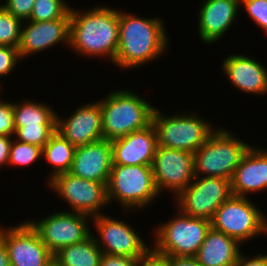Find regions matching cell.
Wrapping results in <instances>:
<instances>
[{
  "mask_svg": "<svg viewBox=\"0 0 267 266\" xmlns=\"http://www.w3.org/2000/svg\"><path fill=\"white\" fill-rule=\"evenodd\" d=\"M137 266H167V255L159 254L150 248L139 258Z\"/></svg>",
  "mask_w": 267,
  "mask_h": 266,
  "instance_id": "35",
  "label": "cell"
},
{
  "mask_svg": "<svg viewBox=\"0 0 267 266\" xmlns=\"http://www.w3.org/2000/svg\"><path fill=\"white\" fill-rule=\"evenodd\" d=\"M0 239L7 248L10 266H45L53 259V254L26 220L8 228L0 225Z\"/></svg>",
  "mask_w": 267,
  "mask_h": 266,
  "instance_id": "14",
  "label": "cell"
},
{
  "mask_svg": "<svg viewBox=\"0 0 267 266\" xmlns=\"http://www.w3.org/2000/svg\"><path fill=\"white\" fill-rule=\"evenodd\" d=\"M107 195L109 205L118 201L117 205H121L126 212L152 205L160 197V193L151 165L113 164L107 183Z\"/></svg>",
  "mask_w": 267,
  "mask_h": 266,
  "instance_id": "5",
  "label": "cell"
},
{
  "mask_svg": "<svg viewBox=\"0 0 267 266\" xmlns=\"http://www.w3.org/2000/svg\"><path fill=\"white\" fill-rule=\"evenodd\" d=\"M113 164L151 165L157 148L153 124L111 141Z\"/></svg>",
  "mask_w": 267,
  "mask_h": 266,
  "instance_id": "19",
  "label": "cell"
},
{
  "mask_svg": "<svg viewBox=\"0 0 267 266\" xmlns=\"http://www.w3.org/2000/svg\"><path fill=\"white\" fill-rule=\"evenodd\" d=\"M222 72L234 88L254 95L267 94V67L246 54H231L222 62Z\"/></svg>",
  "mask_w": 267,
  "mask_h": 266,
  "instance_id": "20",
  "label": "cell"
},
{
  "mask_svg": "<svg viewBox=\"0 0 267 266\" xmlns=\"http://www.w3.org/2000/svg\"><path fill=\"white\" fill-rule=\"evenodd\" d=\"M240 7L246 9L248 17L267 34V0H240Z\"/></svg>",
  "mask_w": 267,
  "mask_h": 266,
  "instance_id": "30",
  "label": "cell"
},
{
  "mask_svg": "<svg viewBox=\"0 0 267 266\" xmlns=\"http://www.w3.org/2000/svg\"><path fill=\"white\" fill-rule=\"evenodd\" d=\"M56 132L75 147L103 140L99 102L79 106L68 118L56 113Z\"/></svg>",
  "mask_w": 267,
  "mask_h": 266,
  "instance_id": "15",
  "label": "cell"
},
{
  "mask_svg": "<svg viewBox=\"0 0 267 266\" xmlns=\"http://www.w3.org/2000/svg\"><path fill=\"white\" fill-rule=\"evenodd\" d=\"M165 28L158 17H139L119 9V41L113 65L128 70L163 56L170 42Z\"/></svg>",
  "mask_w": 267,
  "mask_h": 266,
  "instance_id": "2",
  "label": "cell"
},
{
  "mask_svg": "<svg viewBox=\"0 0 267 266\" xmlns=\"http://www.w3.org/2000/svg\"><path fill=\"white\" fill-rule=\"evenodd\" d=\"M177 211L178 214L153 230L152 248L162 255L195 257L211 228V221Z\"/></svg>",
  "mask_w": 267,
  "mask_h": 266,
  "instance_id": "6",
  "label": "cell"
},
{
  "mask_svg": "<svg viewBox=\"0 0 267 266\" xmlns=\"http://www.w3.org/2000/svg\"><path fill=\"white\" fill-rule=\"evenodd\" d=\"M232 195L231 180L195 176L174 199L182 213L211 221L221 204Z\"/></svg>",
  "mask_w": 267,
  "mask_h": 266,
  "instance_id": "9",
  "label": "cell"
},
{
  "mask_svg": "<svg viewBox=\"0 0 267 266\" xmlns=\"http://www.w3.org/2000/svg\"><path fill=\"white\" fill-rule=\"evenodd\" d=\"M23 21L0 4V46L18 48Z\"/></svg>",
  "mask_w": 267,
  "mask_h": 266,
  "instance_id": "27",
  "label": "cell"
},
{
  "mask_svg": "<svg viewBox=\"0 0 267 266\" xmlns=\"http://www.w3.org/2000/svg\"><path fill=\"white\" fill-rule=\"evenodd\" d=\"M14 136H0V167L8 165L10 147Z\"/></svg>",
  "mask_w": 267,
  "mask_h": 266,
  "instance_id": "37",
  "label": "cell"
},
{
  "mask_svg": "<svg viewBox=\"0 0 267 266\" xmlns=\"http://www.w3.org/2000/svg\"><path fill=\"white\" fill-rule=\"evenodd\" d=\"M56 132V124H39V126L15 127V139L18 141L33 144L39 147L49 141Z\"/></svg>",
  "mask_w": 267,
  "mask_h": 266,
  "instance_id": "29",
  "label": "cell"
},
{
  "mask_svg": "<svg viewBox=\"0 0 267 266\" xmlns=\"http://www.w3.org/2000/svg\"><path fill=\"white\" fill-rule=\"evenodd\" d=\"M90 219H93L92 227L94 226L99 234V238L93 236L102 253L140 258L151 248L134 227L124 220L112 218L107 214Z\"/></svg>",
  "mask_w": 267,
  "mask_h": 266,
  "instance_id": "12",
  "label": "cell"
},
{
  "mask_svg": "<svg viewBox=\"0 0 267 266\" xmlns=\"http://www.w3.org/2000/svg\"><path fill=\"white\" fill-rule=\"evenodd\" d=\"M249 257L241 252L234 266H267V254L258 253L257 256Z\"/></svg>",
  "mask_w": 267,
  "mask_h": 266,
  "instance_id": "36",
  "label": "cell"
},
{
  "mask_svg": "<svg viewBox=\"0 0 267 266\" xmlns=\"http://www.w3.org/2000/svg\"><path fill=\"white\" fill-rule=\"evenodd\" d=\"M39 159L43 160L42 147L21 142L15 138L12 140L8 160L9 166H30Z\"/></svg>",
  "mask_w": 267,
  "mask_h": 266,
  "instance_id": "28",
  "label": "cell"
},
{
  "mask_svg": "<svg viewBox=\"0 0 267 266\" xmlns=\"http://www.w3.org/2000/svg\"><path fill=\"white\" fill-rule=\"evenodd\" d=\"M15 127L56 124V111L47 103L24 100L13 102Z\"/></svg>",
  "mask_w": 267,
  "mask_h": 266,
  "instance_id": "25",
  "label": "cell"
},
{
  "mask_svg": "<svg viewBox=\"0 0 267 266\" xmlns=\"http://www.w3.org/2000/svg\"><path fill=\"white\" fill-rule=\"evenodd\" d=\"M103 139L112 141L152 124L156 107L131 90H110L99 101Z\"/></svg>",
  "mask_w": 267,
  "mask_h": 266,
  "instance_id": "3",
  "label": "cell"
},
{
  "mask_svg": "<svg viewBox=\"0 0 267 266\" xmlns=\"http://www.w3.org/2000/svg\"><path fill=\"white\" fill-rule=\"evenodd\" d=\"M1 5L20 20L28 21L33 10L35 0H5Z\"/></svg>",
  "mask_w": 267,
  "mask_h": 266,
  "instance_id": "33",
  "label": "cell"
},
{
  "mask_svg": "<svg viewBox=\"0 0 267 266\" xmlns=\"http://www.w3.org/2000/svg\"><path fill=\"white\" fill-rule=\"evenodd\" d=\"M14 135H15V125H14L13 102L0 100V136H14Z\"/></svg>",
  "mask_w": 267,
  "mask_h": 266,
  "instance_id": "32",
  "label": "cell"
},
{
  "mask_svg": "<svg viewBox=\"0 0 267 266\" xmlns=\"http://www.w3.org/2000/svg\"><path fill=\"white\" fill-rule=\"evenodd\" d=\"M249 197L234 196L221 204L211 227L236 239L240 244L255 236L267 235V217Z\"/></svg>",
  "mask_w": 267,
  "mask_h": 266,
  "instance_id": "8",
  "label": "cell"
},
{
  "mask_svg": "<svg viewBox=\"0 0 267 266\" xmlns=\"http://www.w3.org/2000/svg\"><path fill=\"white\" fill-rule=\"evenodd\" d=\"M155 108L152 124L157 134V146L195 153L215 130L199 114L179 113L169 115ZM199 116V117H198Z\"/></svg>",
  "mask_w": 267,
  "mask_h": 266,
  "instance_id": "7",
  "label": "cell"
},
{
  "mask_svg": "<svg viewBox=\"0 0 267 266\" xmlns=\"http://www.w3.org/2000/svg\"><path fill=\"white\" fill-rule=\"evenodd\" d=\"M158 192L169 190L175 197L195 178L194 153L157 146L151 164Z\"/></svg>",
  "mask_w": 267,
  "mask_h": 266,
  "instance_id": "13",
  "label": "cell"
},
{
  "mask_svg": "<svg viewBox=\"0 0 267 266\" xmlns=\"http://www.w3.org/2000/svg\"><path fill=\"white\" fill-rule=\"evenodd\" d=\"M76 147L55 132L42 148V158L52 165L47 183L56 175L70 171Z\"/></svg>",
  "mask_w": 267,
  "mask_h": 266,
  "instance_id": "24",
  "label": "cell"
},
{
  "mask_svg": "<svg viewBox=\"0 0 267 266\" xmlns=\"http://www.w3.org/2000/svg\"><path fill=\"white\" fill-rule=\"evenodd\" d=\"M94 233L84 241L68 245L53 255L59 266H100L102 251L98 247Z\"/></svg>",
  "mask_w": 267,
  "mask_h": 266,
  "instance_id": "23",
  "label": "cell"
},
{
  "mask_svg": "<svg viewBox=\"0 0 267 266\" xmlns=\"http://www.w3.org/2000/svg\"><path fill=\"white\" fill-rule=\"evenodd\" d=\"M21 60L17 48L0 46V77L11 74Z\"/></svg>",
  "mask_w": 267,
  "mask_h": 266,
  "instance_id": "31",
  "label": "cell"
},
{
  "mask_svg": "<svg viewBox=\"0 0 267 266\" xmlns=\"http://www.w3.org/2000/svg\"><path fill=\"white\" fill-rule=\"evenodd\" d=\"M215 128L207 141L194 153V174L231 180L252 144L240 140L231 131Z\"/></svg>",
  "mask_w": 267,
  "mask_h": 266,
  "instance_id": "4",
  "label": "cell"
},
{
  "mask_svg": "<svg viewBox=\"0 0 267 266\" xmlns=\"http://www.w3.org/2000/svg\"><path fill=\"white\" fill-rule=\"evenodd\" d=\"M0 266H10V258L5 243L0 239Z\"/></svg>",
  "mask_w": 267,
  "mask_h": 266,
  "instance_id": "39",
  "label": "cell"
},
{
  "mask_svg": "<svg viewBox=\"0 0 267 266\" xmlns=\"http://www.w3.org/2000/svg\"><path fill=\"white\" fill-rule=\"evenodd\" d=\"M119 41V9L97 5L70 9L69 47L87 57H108L114 63Z\"/></svg>",
  "mask_w": 267,
  "mask_h": 266,
  "instance_id": "1",
  "label": "cell"
},
{
  "mask_svg": "<svg viewBox=\"0 0 267 266\" xmlns=\"http://www.w3.org/2000/svg\"><path fill=\"white\" fill-rule=\"evenodd\" d=\"M25 22V25H24ZM21 29L18 52L21 60L29 55L51 49L59 43L69 46L70 19L50 21H24ZM28 24H27V23ZM53 46V47H52Z\"/></svg>",
  "mask_w": 267,
  "mask_h": 266,
  "instance_id": "16",
  "label": "cell"
},
{
  "mask_svg": "<svg viewBox=\"0 0 267 266\" xmlns=\"http://www.w3.org/2000/svg\"><path fill=\"white\" fill-rule=\"evenodd\" d=\"M47 185L66 201L70 206L68 211L92 218L104 214L101 209L109 205L107 184L102 182L82 179L67 172L56 175Z\"/></svg>",
  "mask_w": 267,
  "mask_h": 266,
  "instance_id": "10",
  "label": "cell"
},
{
  "mask_svg": "<svg viewBox=\"0 0 267 266\" xmlns=\"http://www.w3.org/2000/svg\"><path fill=\"white\" fill-rule=\"evenodd\" d=\"M234 196L247 197L267 190V149L253 145L241 159L231 179Z\"/></svg>",
  "mask_w": 267,
  "mask_h": 266,
  "instance_id": "21",
  "label": "cell"
},
{
  "mask_svg": "<svg viewBox=\"0 0 267 266\" xmlns=\"http://www.w3.org/2000/svg\"><path fill=\"white\" fill-rule=\"evenodd\" d=\"M167 266H201L195 257L167 255Z\"/></svg>",
  "mask_w": 267,
  "mask_h": 266,
  "instance_id": "38",
  "label": "cell"
},
{
  "mask_svg": "<svg viewBox=\"0 0 267 266\" xmlns=\"http://www.w3.org/2000/svg\"><path fill=\"white\" fill-rule=\"evenodd\" d=\"M112 165L111 141L103 139L76 147L69 173L82 179L107 184Z\"/></svg>",
  "mask_w": 267,
  "mask_h": 266,
  "instance_id": "18",
  "label": "cell"
},
{
  "mask_svg": "<svg viewBox=\"0 0 267 266\" xmlns=\"http://www.w3.org/2000/svg\"><path fill=\"white\" fill-rule=\"evenodd\" d=\"M240 0H203L199 6L198 34L205 44L218 42L237 20Z\"/></svg>",
  "mask_w": 267,
  "mask_h": 266,
  "instance_id": "17",
  "label": "cell"
},
{
  "mask_svg": "<svg viewBox=\"0 0 267 266\" xmlns=\"http://www.w3.org/2000/svg\"><path fill=\"white\" fill-rule=\"evenodd\" d=\"M45 266H59L57 261L53 258L49 263H47Z\"/></svg>",
  "mask_w": 267,
  "mask_h": 266,
  "instance_id": "40",
  "label": "cell"
},
{
  "mask_svg": "<svg viewBox=\"0 0 267 266\" xmlns=\"http://www.w3.org/2000/svg\"><path fill=\"white\" fill-rule=\"evenodd\" d=\"M70 9L65 0H35L29 21L70 19Z\"/></svg>",
  "mask_w": 267,
  "mask_h": 266,
  "instance_id": "26",
  "label": "cell"
},
{
  "mask_svg": "<svg viewBox=\"0 0 267 266\" xmlns=\"http://www.w3.org/2000/svg\"><path fill=\"white\" fill-rule=\"evenodd\" d=\"M139 258L102 253L100 266H137Z\"/></svg>",
  "mask_w": 267,
  "mask_h": 266,
  "instance_id": "34",
  "label": "cell"
},
{
  "mask_svg": "<svg viewBox=\"0 0 267 266\" xmlns=\"http://www.w3.org/2000/svg\"><path fill=\"white\" fill-rule=\"evenodd\" d=\"M240 243L212 227L195 258L201 266H234L241 253Z\"/></svg>",
  "mask_w": 267,
  "mask_h": 266,
  "instance_id": "22",
  "label": "cell"
},
{
  "mask_svg": "<svg viewBox=\"0 0 267 266\" xmlns=\"http://www.w3.org/2000/svg\"><path fill=\"white\" fill-rule=\"evenodd\" d=\"M90 217L72 211H57L38 220H27L39 234L41 241L54 255L68 245L77 244L88 238L92 230Z\"/></svg>",
  "mask_w": 267,
  "mask_h": 266,
  "instance_id": "11",
  "label": "cell"
}]
</instances>
